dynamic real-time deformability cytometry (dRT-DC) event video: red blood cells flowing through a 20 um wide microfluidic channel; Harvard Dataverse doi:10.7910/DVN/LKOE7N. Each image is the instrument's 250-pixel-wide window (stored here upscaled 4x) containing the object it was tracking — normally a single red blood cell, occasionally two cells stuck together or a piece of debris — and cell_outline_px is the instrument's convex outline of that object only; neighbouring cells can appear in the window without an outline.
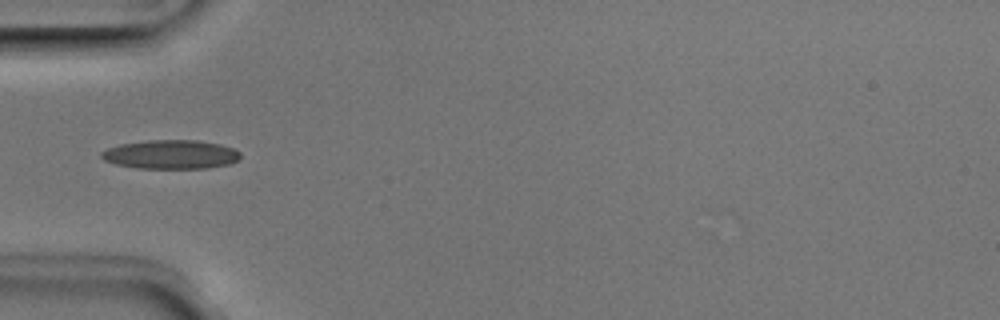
{"species": "Egyptian fruit bat (a non-hibernating species)", "species_latin": "Rousettus aegyptiacus", "temperature_condition": "room temperature", "stored_images_in_passage": 35, "camera_frame_rate_fps": 3000, "um_per_image_px": 0.085, "animal": {"sex": "male"}, "frame": {"image": 1, "passage_image": 1, "time_ms": 0.0, "image_size_px": [1000, 320], "cell_outline_px": [[240, 156], [236, 160], [228, 164], [208, 168], [136, 168], [116, 164], [104, 160], [100, 156], [100, 152], [108, 148], [120, 144], [148, 140], [196, 140], [220, 144], [232, 148], [240, 152]], "centroid_in_image_um": [14.49, 13.12], "position_along_channel_um": 70.5, "area_um2": 23.35}}
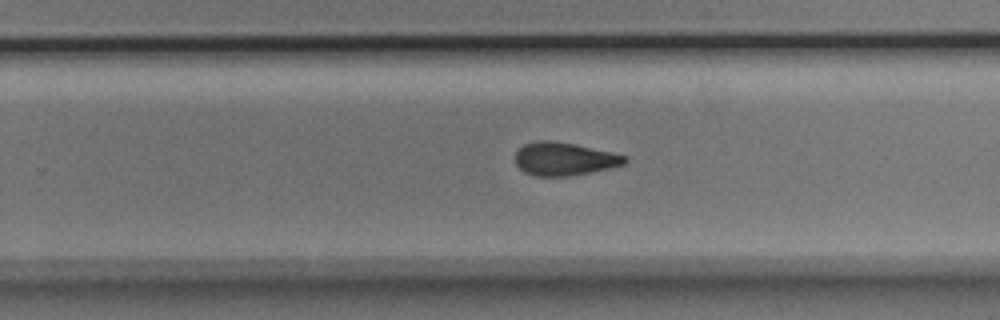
{"frame": {"image": 2, "passage_image": 17, "time_ms": 5.333, "image_size_px": [1000, 320], "cell_outline_px": [[628, 160], [624, 164], [608, 168], [568, 176], [536, 176], [524, 172], [516, 164], [516, 152], [524, 144], [536, 140], [552, 140], [576, 144], [612, 152], [628, 156]], "centroid_in_image_um": [47.96, 13.49], "position_along_channel_um": 281.8, "area_um2": 21.1}}
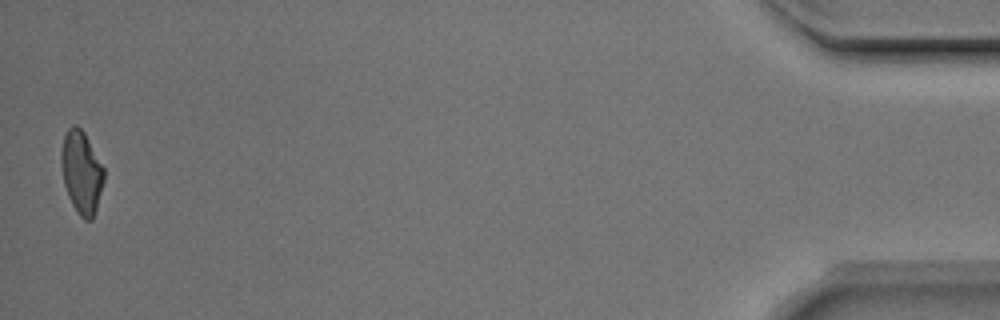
{"frame": {"image": 3, "passage_image": 35, "time_ms": 11.333, "image_size_px": [1000, 320], "cell_outline_px": [[104, 180], [96, 208], [92, 220], [84, 220], [80, 216], [72, 204], [68, 196], [64, 184], [60, 164], [60, 152], [64, 136], [68, 128], [72, 124], [76, 124], [84, 132], [104, 168]], "centroid_in_image_um": [6.9, 14.62], "position_along_channel_um": 428.3, "area_um2": 20.58}, "authors_computed_cell_mechanics": {"area_um2": 21.5016, "velocity_mm_per_s": 3.9578, "shape_relaxation_time_tau1_ms": 4.6671, "shape_relaxation_time_tau2_ms": 3.059, "deformation_change_tau1": 0.1471, "deformation_change_tau2": 0.0968}}